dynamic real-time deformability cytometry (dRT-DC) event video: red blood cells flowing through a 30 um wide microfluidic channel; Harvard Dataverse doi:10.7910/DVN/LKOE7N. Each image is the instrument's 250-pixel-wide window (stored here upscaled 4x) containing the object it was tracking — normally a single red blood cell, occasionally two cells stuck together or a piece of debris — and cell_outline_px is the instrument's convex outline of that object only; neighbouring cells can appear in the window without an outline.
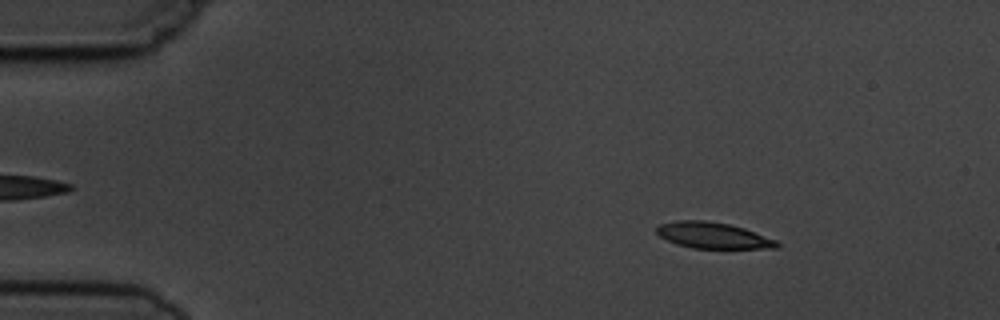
{"species": "common noctule bat (a hibernating species)", "species_latin": "Nyctalus noctula", "temperature_condition": "cold", "stored_images_in_passage": 8, "camera_frame_rate_fps": 3000, "um_per_image_px": 0.085, "animal": {"sex": "male", "body_mass_g": 19.5, "forearm_length_mm": 54.6}, "frame": {"image": 1, "passage_image": 2, "time_ms": 1.0, "image_size_px": [1000, 320], "cell_outline_px": [[780, 244], [776, 248], [692, 248], [676, 244], [660, 236], [656, 232], [656, 228], [660, 224], [676, 220], [704, 220], [728, 224], [744, 228], [776, 240]], "centroid_in_image_um": [60.58, 20.0], "position_along_channel_um": 24.4, "area_um2": 18.15}}
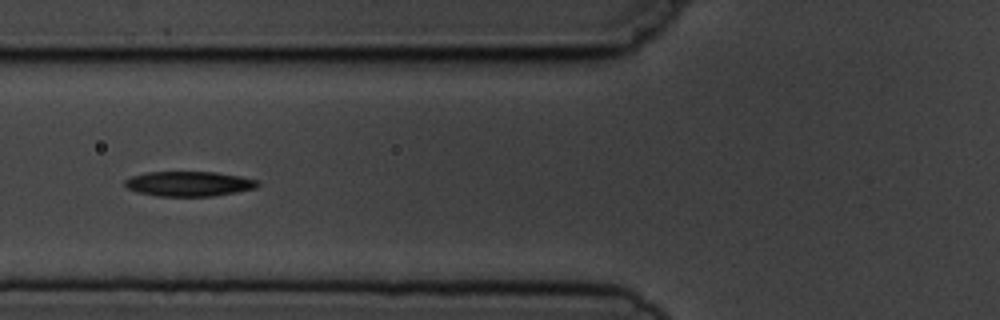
{"frame": {"image": 2, "passage_image": 6, "time_ms": 5.333, "image_size_px": [1000, 320], "cell_outline_px": [[260, 184], [256, 188], [236, 192], [212, 196], [156, 196], [136, 192], [128, 188], [124, 184], [124, 180], [132, 176], [148, 172], [216, 172], [240, 176], [260, 180]], "centroid_in_image_um": [16.08, 15.62], "position_along_channel_um": 109.7, "area_um2": 19.36}}
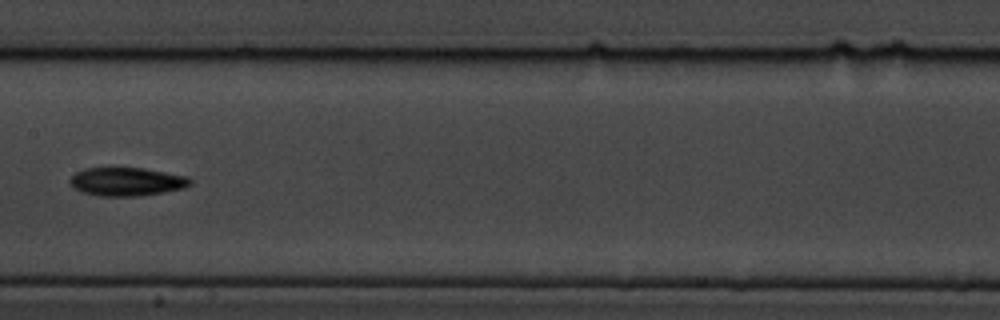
{"frame": {"image": 3, "passage_image": 8, "time_ms": 7.667, "image_size_px": [1000, 320], "cell_outline_px": [[192, 184], [184, 188], [164, 192], [136, 196], [96, 196], [80, 192], [72, 188], [68, 180], [76, 172], [84, 168], [144, 168], [188, 176], [192, 180]], "centroid_in_image_um": [10.75, 15.44], "position_along_channel_um": 196.7, "area_um2": 20.17}}